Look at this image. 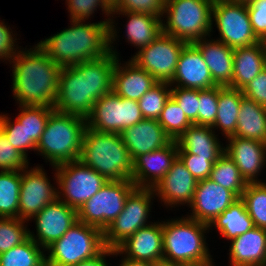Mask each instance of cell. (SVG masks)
Wrapping results in <instances>:
<instances>
[{"label": "cell", "instance_id": "obj_1", "mask_svg": "<svg viewBox=\"0 0 266 266\" xmlns=\"http://www.w3.org/2000/svg\"><path fill=\"white\" fill-rule=\"evenodd\" d=\"M117 54L111 49L97 60L62 67L54 110L86 118L95 102L112 91Z\"/></svg>", "mask_w": 266, "mask_h": 266}, {"label": "cell", "instance_id": "obj_2", "mask_svg": "<svg viewBox=\"0 0 266 266\" xmlns=\"http://www.w3.org/2000/svg\"><path fill=\"white\" fill-rule=\"evenodd\" d=\"M71 22L73 26L37 44L57 65L71 66L110 53L117 36L113 19L89 24H84L85 20Z\"/></svg>", "mask_w": 266, "mask_h": 266}, {"label": "cell", "instance_id": "obj_3", "mask_svg": "<svg viewBox=\"0 0 266 266\" xmlns=\"http://www.w3.org/2000/svg\"><path fill=\"white\" fill-rule=\"evenodd\" d=\"M33 49L18 51L11 61L13 95L21 106L54 108L62 67L38 45Z\"/></svg>", "mask_w": 266, "mask_h": 266}, {"label": "cell", "instance_id": "obj_4", "mask_svg": "<svg viewBox=\"0 0 266 266\" xmlns=\"http://www.w3.org/2000/svg\"><path fill=\"white\" fill-rule=\"evenodd\" d=\"M79 160L108 181L131 180L133 160L120 134L86 127Z\"/></svg>", "mask_w": 266, "mask_h": 266}, {"label": "cell", "instance_id": "obj_5", "mask_svg": "<svg viewBox=\"0 0 266 266\" xmlns=\"http://www.w3.org/2000/svg\"><path fill=\"white\" fill-rule=\"evenodd\" d=\"M86 118L54 110L48 118L36 151L53 167L79 159Z\"/></svg>", "mask_w": 266, "mask_h": 266}, {"label": "cell", "instance_id": "obj_6", "mask_svg": "<svg viewBox=\"0 0 266 266\" xmlns=\"http://www.w3.org/2000/svg\"><path fill=\"white\" fill-rule=\"evenodd\" d=\"M209 228L208 224L188 216L163 222V260L187 266L211 262L204 239V233Z\"/></svg>", "mask_w": 266, "mask_h": 266}, {"label": "cell", "instance_id": "obj_7", "mask_svg": "<svg viewBox=\"0 0 266 266\" xmlns=\"http://www.w3.org/2000/svg\"><path fill=\"white\" fill-rule=\"evenodd\" d=\"M212 0H166L162 32L187 43L200 40L212 31Z\"/></svg>", "mask_w": 266, "mask_h": 266}, {"label": "cell", "instance_id": "obj_8", "mask_svg": "<svg viewBox=\"0 0 266 266\" xmlns=\"http://www.w3.org/2000/svg\"><path fill=\"white\" fill-rule=\"evenodd\" d=\"M106 249L103 231L77 221L58 240L46 248L45 259L50 266H73L90 260Z\"/></svg>", "mask_w": 266, "mask_h": 266}, {"label": "cell", "instance_id": "obj_9", "mask_svg": "<svg viewBox=\"0 0 266 266\" xmlns=\"http://www.w3.org/2000/svg\"><path fill=\"white\" fill-rule=\"evenodd\" d=\"M54 168L58 189L62 190L58 191V199L77 211L108 182L104 176L79 159Z\"/></svg>", "mask_w": 266, "mask_h": 266}, {"label": "cell", "instance_id": "obj_10", "mask_svg": "<svg viewBox=\"0 0 266 266\" xmlns=\"http://www.w3.org/2000/svg\"><path fill=\"white\" fill-rule=\"evenodd\" d=\"M135 187L131 180L108 181L77 211L78 221L104 231L123 211Z\"/></svg>", "mask_w": 266, "mask_h": 266}, {"label": "cell", "instance_id": "obj_11", "mask_svg": "<svg viewBox=\"0 0 266 266\" xmlns=\"http://www.w3.org/2000/svg\"><path fill=\"white\" fill-rule=\"evenodd\" d=\"M143 119L138 101L120 97L112 90L95 102L86 124L92 130L120 134Z\"/></svg>", "mask_w": 266, "mask_h": 266}, {"label": "cell", "instance_id": "obj_12", "mask_svg": "<svg viewBox=\"0 0 266 266\" xmlns=\"http://www.w3.org/2000/svg\"><path fill=\"white\" fill-rule=\"evenodd\" d=\"M153 188L135 187L126 198L123 211L103 231L106 248L116 249L138 229L146 227Z\"/></svg>", "mask_w": 266, "mask_h": 266}, {"label": "cell", "instance_id": "obj_13", "mask_svg": "<svg viewBox=\"0 0 266 266\" xmlns=\"http://www.w3.org/2000/svg\"><path fill=\"white\" fill-rule=\"evenodd\" d=\"M212 18L220 33L219 41L231 48L250 46L260 41L253 31L246 4L231 0L215 1Z\"/></svg>", "mask_w": 266, "mask_h": 266}, {"label": "cell", "instance_id": "obj_14", "mask_svg": "<svg viewBox=\"0 0 266 266\" xmlns=\"http://www.w3.org/2000/svg\"><path fill=\"white\" fill-rule=\"evenodd\" d=\"M187 42L162 32L151 44L131 58L158 82H170L176 71L179 55Z\"/></svg>", "mask_w": 266, "mask_h": 266}, {"label": "cell", "instance_id": "obj_15", "mask_svg": "<svg viewBox=\"0 0 266 266\" xmlns=\"http://www.w3.org/2000/svg\"><path fill=\"white\" fill-rule=\"evenodd\" d=\"M26 169L28 167L21 172L18 218L29 221L46 205L58 199V190L51 186L42 167Z\"/></svg>", "mask_w": 266, "mask_h": 266}, {"label": "cell", "instance_id": "obj_16", "mask_svg": "<svg viewBox=\"0 0 266 266\" xmlns=\"http://www.w3.org/2000/svg\"><path fill=\"white\" fill-rule=\"evenodd\" d=\"M33 218L36 221L37 236L29 232V237L44 250L78 221V214L76 209L57 199L46 205Z\"/></svg>", "mask_w": 266, "mask_h": 266}, {"label": "cell", "instance_id": "obj_17", "mask_svg": "<svg viewBox=\"0 0 266 266\" xmlns=\"http://www.w3.org/2000/svg\"><path fill=\"white\" fill-rule=\"evenodd\" d=\"M239 198L209 178L197 181L189 218L210 224Z\"/></svg>", "mask_w": 266, "mask_h": 266}, {"label": "cell", "instance_id": "obj_18", "mask_svg": "<svg viewBox=\"0 0 266 266\" xmlns=\"http://www.w3.org/2000/svg\"><path fill=\"white\" fill-rule=\"evenodd\" d=\"M177 157L176 140H172L167 146L138 156L133 161L131 181L136 187L154 188L170 170Z\"/></svg>", "mask_w": 266, "mask_h": 266}, {"label": "cell", "instance_id": "obj_19", "mask_svg": "<svg viewBox=\"0 0 266 266\" xmlns=\"http://www.w3.org/2000/svg\"><path fill=\"white\" fill-rule=\"evenodd\" d=\"M186 89H210L217 86L211 76L200 50L193 44L187 43L177 62L173 79L169 84Z\"/></svg>", "mask_w": 266, "mask_h": 266}, {"label": "cell", "instance_id": "obj_20", "mask_svg": "<svg viewBox=\"0 0 266 266\" xmlns=\"http://www.w3.org/2000/svg\"><path fill=\"white\" fill-rule=\"evenodd\" d=\"M229 143L224 152L239 168L240 174L247 183H260L257 175L266 162V143L261 141L228 137Z\"/></svg>", "mask_w": 266, "mask_h": 266}, {"label": "cell", "instance_id": "obj_21", "mask_svg": "<svg viewBox=\"0 0 266 266\" xmlns=\"http://www.w3.org/2000/svg\"><path fill=\"white\" fill-rule=\"evenodd\" d=\"M118 254L153 263L163 260L162 223L154 222L138 229L115 249V255Z\"/></svg>", "mask_w": 266, "mask_h": 266}, {"label": "cell", "instance_id": "obj_22", "mask_svg": "<svg viewBox=\"0 0 266 266\" xmlns=\"http://www.w3.org/2000/svg\"><path fill=\"white\" fill-rule=\"evenodd\" d=\"M196 185V179L177 157L170 170L164 175L153 190L155 195L161 200L163 199V202L164 204L166 203V205L171 207L172 205L177 206V204L182 203L190 205L194 197Z\"/></svg>", "mask_w": 266, "mask_h": 266}, {"label": "cell", "instance_id": "obj_23", "mask_svg": "<svg viewBox=\"0 0 266 266\" xmlns=\"http://www.w3.org/2000/svg\"><path fill=\"white\" fill-rule=\"evenodd\" d=\"M120 135L133 161L138 156L167 146L172 141L156 119H143L124 129Z\"/></svg>", "mask_w": 266, "mask_h": 266}, {"label": "cell", "instance_id": "obj_24", "mask_svg": "<svg viewBox=\"0 0 266 266\" xmlns=\"http://www.w3.org/2000/svg\"><path fill=\"white\" fill-rule=\"evenodd\" d=\"M117 59L113 71L112 90L120 97L136 100L139 99L158 81L147 71L139 67L134 61L129 60L125 66H120Z\"/></svg>", "mask_w": 266, "mask_h": 266}, {"label": "cell", "instance_id": "obj_25", "mask_svg": "<svg viewBox=\"0 0 266 266\" xmlns=\"http://www.w3.org/2000/svg\"><path fill=\"white\" fill-rule=\"evenodd\" d=\"M231 242V266H266V229L254 226Z\"/></svg>", "mask_w": 266, "mask_h": 266}, {"label": "cell", "instance_id": "obj_26", "mask_svg": "<svg viewBox=\"0 0 266 266\" xmlns=\"http://www.w3.org/2000/svg\"><path fill=\"white\" fill-rule=\"evenodd\" d=\"M206 40V38H202L193 44L200 50L214 83L222 87L230 86L233 74L234 48L218 39L215 41Z\"/></svg>", "mask_w": 266, "mask_h": 266}, {"label": "cell", "instance_id": "obj_27", "mask_svg": "<svg viewBox=\"0 0 266 266\" xmlns=\"http://www.w3.org/2000/svg\"><path fill=\"white\" fill-rule=\"evenodd\" d=\"M265 46L266 42L259 41L234 48L232 83L229 87L242 89L265 69Z\"/></svg>", "mask_w": 266, "mask_h": 266}, {"label": "cell", "instance_id": "obj_28", "mask_svg": "<svg viewBox=\"0 0 266 266\" xmlns=\"http://www.w3.org/2000/svg\"><path fill=\"white\" fill-rule=\"evenodd\" d=\"M212 127L192 124L184 131L176 142L178 152L207 157V160H217L224 152Z\"/></svg>", "mask_w": 266, "mask_h": 266}, {"label": "cell", "instance_id": "obj_29", "mask_svg": "<svg viewBox=\"0 0 266 266\" xmlns=\"http://www.w3.org/2000/svg\"><path fill=\"white\" fill-rule=\"evenodd\" d=\"M233 136L266 143V107L244 97Z\"/></svg>", "mask_w": 266, "mask_h": 266}, {"label": "cell", "instance_id": "obj_30", "mask_svg": "<svg viewBox=\"0 0 266 266\" xmlns=\"http://www.w3.org/2000/svg\"><path fill=\"white\" fill-rule=\"evenodd\" d=\"M125 14L129 17L126 25L128 42L135 45L139 50L151 44L162 33L161 17L146 13L136 12H111V14Z\"/></svg>", "mask_w": 266, "mask_h": 266}, {"label": "cell", "instance_id": "obj_31", "mask_svg": "<svg viewBox=\"0 0 266 266\" xmlns=\"http://www.w3.org/2000/svg\"><path fill=\"white\" fill-rule=\"evenodd\" d=\"M244 98L241 89L229 86H218V111L212 128H220L225 137L236 132L241 100Z\"/></svg>", "mask_w": 266, "mask_h": 266}, {"label": "cell", "instance_id": "obj_32", "mask_svg": "<svg viewBox=\"0 0 266 266\" xmlns=\"http://www.w3.org/2000/svg\"><path fill=\"white\" fill-rule=\"evenodd\" d=\"M215 226L225 238L232 240L254 227L244 201L239 198L222 214L217 216L208 226Z\"/></svg>", "mask_w": 266, "mask_h": 266}, {"label": "cell", "instance_id": "obj_33", "mask_svg": "<svg viewBox=\"0 0 266 266\" xmlns=\"http://www.w3.org/2000/svg\"><path fill=\"white\" fill-rule=\"evenodd\" d=\"M209 179L232 191L238 198H241L247 185L239 168L225 152L213 164Z\"/></svg>", "mask_w": 266, "mask_h": 266}, {"label": "cell", "instance_id": "obj_34", "mask_svg": "<svg viewBox=\"0 0 266 266\" xmlns=\"http://www.w3.org/2000/svg\"><path fill=\"white\" fill-rule=\"evenodd\" d=\"M21 171H0V217L18 218Z\"/></svg>", "mask_w": 266, "mask_h": 266}, {"label": "cell", "instance_id": "obj_35", "mask_svg": "<svg viewBox=\"0 0 266 266\" xmlns=\"http://www.w3.org/2000/svg\"><path fill=\"white\" fill-rule=\"evenodd\" d=\"M31 237L20 245L0 254V266H39L45 254Z\"/></svg>", "mask_w": 266, "mask_h": 266}, {"label": "cell", "instance_id": "obj_36", "mask_svg": "<svg viewBox=\"0 0 266 266\" xmlns=\"http://www.w3.org/2000/svg\"><path fill=\"white\" fill-rule=\"evenodd\" d=\"M241 199L254 226L266 229V183H247Z\"/></svg>", "mask_w": 266, "mask_h": 266}, {"label": "cell", "instance_id": "obj_37", "mask_svg": "<svg viewBox=\"0 0 266 266\" xmlns=\"http://www.w3.org/2000/svg\"><path fill=\"white\" fill-rule=\"evenodd\" d=\"M21 113L16 118L21 125L25 126L27 131V140H33L38 143L44 132L49 115L54 108L47 106H19Z\"/></svg>", "mask_w": 266, "mask_h": 266}, {"label": "cell", "instance_id": "obj_38", "mask_svg": "<svg viewBox=\"0 0 266 266\" xmlns=\"http://www.w3.org/2000/svg\"><path fill=\"white\" fill-rule=\"evenodd\" d=\"M157 121L172 140L178 139L193 124L171 96L166 101Z\"/></svg>", "mask_w": 266, "mask_h": 266}, {"label": "cell", "instance_id": "obj_39", "mask_svg": "<svg viewBox=\"0 0 266 266\" xmlns=\"http://www.w3.org/2000/svg\"><path fill=\"white\" fill-rule=\"evenodd\" d=\"M171 86L169 82H158L139 99V108L144 119L158 120L166 101L171 96V88H168Z\"/></svg>", "mask_w": 266, "mask_h": 266}, {"label": "cell", "instance_id": "obj_40", "mask_svg": "<svg viewBox=\"0 0 266 266\" xmlns=\"http://www.w3.org/2000/svg\"><path fill=\"white\" fill-rule=\"evenodd\" d=\"M26 221L19 218L0 217V254L29 238V230L24 227Z\"/></svg>", "mask_w": 266, "mask_h": 266}, {"label": "cell", "instance_id": "obj_41", "mask_svg": "<svg viewBox=\"0 0 266 266\" xmlns=\"http://www.w3.org/2000/svg\"><path fill=\"white\" fill-rule=\"evenodd\" d=\"M0 130L6 135L10 144L27 158V149L36 150V143L33 140H27V131L25 126L21 125L16 119L11 122L10 118L0 114Z\"/></svg>", "mask_w": 266, "mask_h": 266}, {"label": "cell", "instance_id": "obj_42", "mask_svg": "<svg viewBox=\"0 0 266 266\" xmlns=\"http://www.w3.org/2000/svg\"><path fill=\"white\" fill-rule=\"evenodd\" d=\"M218 111V86L199 90L198 125L212 127Z\"/></svg>", "mask_w": 266, "mask_h": 266}, {"label": "cell", "instance_id": "obj_43", "mask_svg": "<svg viewBox=\"0 0 266 266\" xmlns=\"http://www.w3.org/2000/svg\"><path fill=\"white\" fill-rule=\"evenodd\" d=\"M27 158L14 148L0 130V169L1 171H22L28 167Z\"/></svg>", "mask_w": 266, "mask_h": 266}, {"label": "cell", "instance_id": "obj_44", "mask_svg": "<svg viewBox=\"0 0 266 266\" xmlns=\"http://www.w3.org/2000/svg\"><path fill=\"white\" fill-rule=\"evenodd\" d=\"M171 97L182 108L187 118L198 125L199 90L181 87L171 88Z\"/></svg>", "mask_w": 266, "mask_h": 266}, {"label": "cell", "instance_id": "obj_45", "mask_svg": "<svg viewBox=\"0 0 266 266\" xmlns=\"http://www.w3.org/2000/svg\"><path fill=\"white\" fill-rule=\"evenodd\" d=\"M166 0H120L112 12L146 13L162 17Z\"/></svg>", "mask_w": 266, "mask_h": 266}, {"label": "cell", "instance_id": "obj_46", "mask_svg": "<svg viewBox=\"0 0 266 266\" xmlns=\"http://www.w3.org/2000/svg\"><path fill=\"white\" fill-rule=\"evenodd\" d=\"M178 158L193 175L196 181L209 178L212 166L217 161L207 160V157L189 154L188 152H178Z\"/></svg>", "mask_w": 266, "mask_h": 266}, {"label": "cell", "instance_id": "obj_47", "mask_svg": "<svg viewBox=\"0 0 266 266\" xmlns=\"http://www.w3.org/2000/svg\"><path fill=\"white\" fill-rule=\"evenodd\" d=\"M71 20H87L96 7H101L104 13L111 17L112 10L104 3L103 0H66Z\"/></svg>", "mask_w": 266, "mask_h": 266}, {"label": "cell", "instance_id": "obj_48", "mask_svg": "<svg viewBox=\"0 0 266 266\" xmlns=\"http://www.w3.org/2000/svg\"><path fill=\"white\" fill-rule=\"evenodd\" d=\"M246 6L256 37L266 42V0H253Z\"/></svg>", "mask_w": 266, "mask_h": 266}, {"label": "cell", "instance_id": "obj_49", "mask_svg": "<svg viewBox=\"0 0 266 266\" xmlns=\"http://www.w3.org/2000/svg\"><path fill=\"white\" fill-rule=\"evenodd\" d=\"M244 97L266 107V70L241 89Z\"/></svg>", "mask_w": 266, "mask_h": 266}, {"label": "cell", "instance_id": "obj_50", "mask_svg": "<svg viewBox=\"0 0 266 266\" xmlns=\"http://www.w3.org/2000/svg\"><path fill=\"white\" fill-rule=\"evenodd\" d=\"M11 33L12 30L10 32L9 27L4 22H0V58L9 61L18 53V51L16 52L17 48H14L15 40Z\"/></svg>", "mask_w": 266, "mask_h": 266}, {"label": "cell", "instance_id": "obj_51", "mask_svg": "<svg viewBox=\"0 0 266 266\" xmlns=\"http://www.w3.org/2000/svg\"><path fill=\"white\" fill-rule=\"evenodd\" d=\"M115 255V249L106 248L102 253L93 259L79 262L73 266H108L105 260V256Z\"/></svg>", "mask_w": 266, "mask_h": 266}, {"label": "cell", "instance_id": "obj_52", "mask_svg": "<svg viewBox=\"0 0 266 266\" xmlns=\"http://www.w3.org/2000/svg\"><path fill=\"white\" fill-rule=\"evenodd\" d=\"M155 263L150 261L136 260L132 258H125L119 266H154Z\"/></svg>", "mask_w": 266, "mask_h": 266}, {"label": "cell", "instance_id": "obj_53", "mask_svg": "<svg viewBox=\"0 0 266 266\" xmlns=\"http://www.w3.org/2000/svg\"><path fill=\"white\" fill-rule=\"evenodd\" d=\"M154 266H187V265L161 260L156 262Z\"/></svg>", "mask_w": 266, "mask_h": 266}, {"label": "cell", "instance_id": "obj_54", "mask_svg": "<svg viewBox=\"0 0 266 266\" xmlns=\"http://www.w3.org/2000/svg\"><path fill=\"white\" fill-rule=\"evenodd\" d=\"M104 3L112 10L120 0H103Z\"/></svg>", "mask_w": 266, "mask_h": 266}, {"label": "cell", "instance_id": "obj_55", "mask_svg": "<svg viewBox=\"0 0 266 266\" xmlns=\"http://www.w3.org/2000/svg\"><path fill=\"white\" fill-rule=\"evenodd\" d=\"M236 3L249 4L253 0H231Z\"/></svg>", "mask_w": 266, "mask_h": 266}, {"label": "cell", "instance_id": "obj_56", "mask_svg": "<svg viewBox=\"0 0 266 266\" xmlns=\"http://www.w3.org/2000/svg\"><path fill=\"white\" fill-rule=\"evenodd\" d=\"M194 266H214L213 265V262H209V263H206V264H202V265H194Z\"/></svg>", "mask_w": 266, "mask_h": 266}, {"label": "cell", "instance_id": "obj_57", "mask_svg": "<svg viewBox=\"0 0 266 266\" xmlns=\"http://www.w3.org/2000/svg\"><path fill=\"white\" fill-rule=\"evenodd\" d=\"M39 266H50L47 260L45 259Z\"/></svg>", "mask_w": 266, "mask_h": 266}, {"label": "cell", "instance_id": "obj_58", "mask_svg": "<svg viewBox=\"0 0 266 266\" xmlns=\"http://www.w3.org/2000/svg\"><path fill=\"white\" fill-rule=\"evenodd\" d=\"M264 66H265V70H266V46H265Z\"/></svg>", "mask_w": 266, "mask_h": 266}]
</instances>
